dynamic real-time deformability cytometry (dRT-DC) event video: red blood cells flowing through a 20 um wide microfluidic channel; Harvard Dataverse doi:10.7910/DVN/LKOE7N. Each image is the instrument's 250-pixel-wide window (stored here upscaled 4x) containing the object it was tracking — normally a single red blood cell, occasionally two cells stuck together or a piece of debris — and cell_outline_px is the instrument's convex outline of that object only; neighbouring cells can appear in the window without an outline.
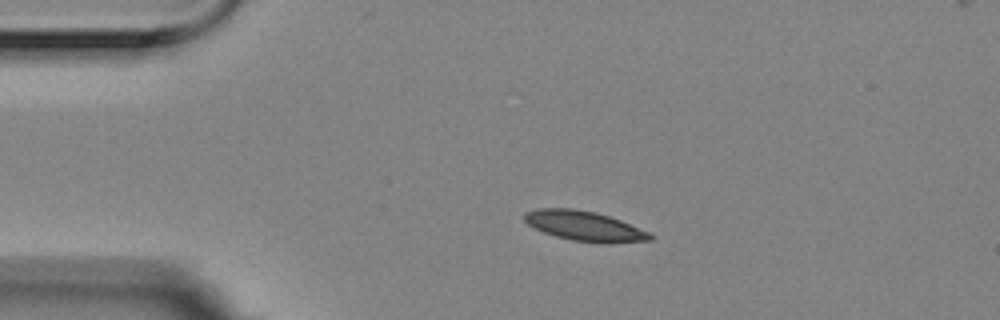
{"species": "Egyptian fruit bat (a non-hibernating species)", "species_latin": "Rousettus aegyptiacus", "temperature_condition": "room temperature", "stored_images_in_passage": 3, "camera_frame_rate_fps": 3000, "um_per_image_px": 0.085, "animal": {"sex": "female"}, "frame": {"image": 1, "passage_image": 3, "time_ms": 0.667, "image_size_px": [1000, 320], "cell_outline_px": [[652, 240], [612, 244], [600, 244], [572, 240], [556, 236], [544, 232], [528, 224], [524, 220], [524, 212], [536, 208], [572, 208], [596, 212], [620, 220], [652, 232]], "centroid_in_image_um": [49.73, 19.22], "position_along_channel_um": 35.3, "area_um2": 22.2}}